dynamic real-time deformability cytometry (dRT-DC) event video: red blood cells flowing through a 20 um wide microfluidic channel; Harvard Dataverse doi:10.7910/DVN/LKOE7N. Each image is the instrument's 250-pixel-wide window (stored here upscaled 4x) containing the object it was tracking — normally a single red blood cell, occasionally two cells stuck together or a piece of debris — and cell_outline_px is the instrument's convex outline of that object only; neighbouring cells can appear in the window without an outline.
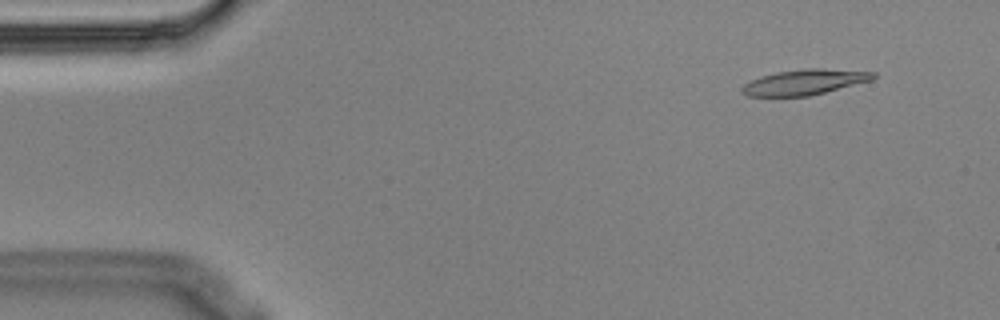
{"species": "Egyptian fruit bat (a non-hibernating species)", "species_latin": "Rousettus aegyptiacus", "temperature_condition": "cold", "stored_images_in_passage": 4, "camera_frame_rate_fps": 3000, "um_per_image_px": 0.085, "animal": {"sex": "male"}, "frame": {"image": 1, "passage_image": 1, "time_ms": 0.0, "image_size_px": [1000, 320], "cell_outline_px": [[876, 76], [872, 80], [808, 96], [748, 96], [740, 88], [744, 84], [760, 76], [776, 72], [808, 68], [820, 68], [876, 72]], "centroid_in_image_um": [68.39, 6.97], "position_along_channel_um": 16.6, "area_um2": 19.19}}